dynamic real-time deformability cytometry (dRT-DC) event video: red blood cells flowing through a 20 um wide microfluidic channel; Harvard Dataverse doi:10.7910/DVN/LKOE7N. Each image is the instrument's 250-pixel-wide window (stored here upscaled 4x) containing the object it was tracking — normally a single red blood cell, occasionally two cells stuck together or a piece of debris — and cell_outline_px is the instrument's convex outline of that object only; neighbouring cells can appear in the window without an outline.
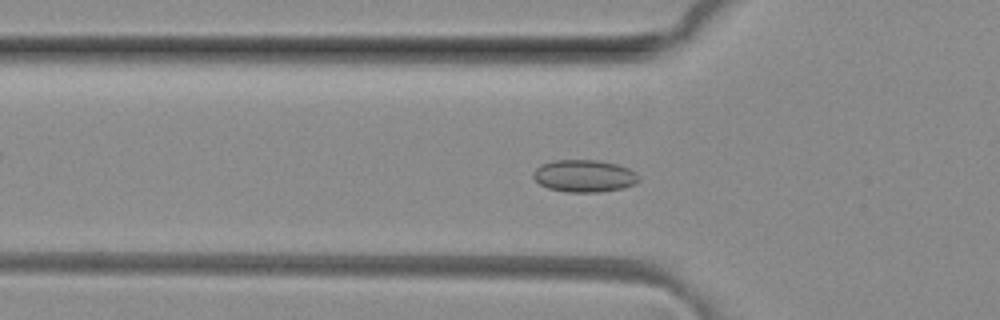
{"species": "common noctule bat (a hibernating species)", "species_latin": "Nyctalus noctula", "temperature_condition": "room temperature", "stored_images_in_passage": 42, "camera_frame_rate_fps": 3000, "um_per_image_px": 0.085, "animal": {"sex": "female", "body_mass_g": 29.2, "forearm_length_mm": 56.3}, "frame": {"image": 1, "passage_image": 9, "time_ms": 2.667, "image_size_px": [1000, 320], "cell_outline_px": [[640, 180], [636, 184], [620, 188], [600, 192], [568, 192], [548, 188], [540, 184], [532, 176], [532, 172], [540, 164], [552, 160], [600, 160], [616, 164], [628, 168], [636, 172], [640, 176]], "centroid_in_image_um": [49.66, 14.94], "position_along_channel_um": 76.1, "area_um2": 20.0}}
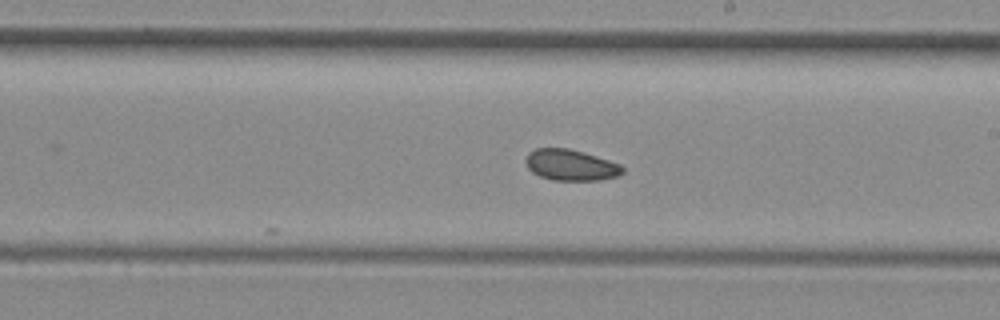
{"frame": {"image": 2, "passage_image": 21, "time_ms": 6.667, "image_size_px": [1000, 320], "cell_outline_px": [[624, 172], [620, 176], [600, 180], [552, 180], [540, 176], [532, 172], [528, 168], [524, 160], [528, 152], [536, 148], [568, 148], [584, 152], [620, 164], [624, 168]], "centroid_in_image_um": [48.51, 14.03], "position_along_channel_um": 240.5, "area_um2": 17.69}}
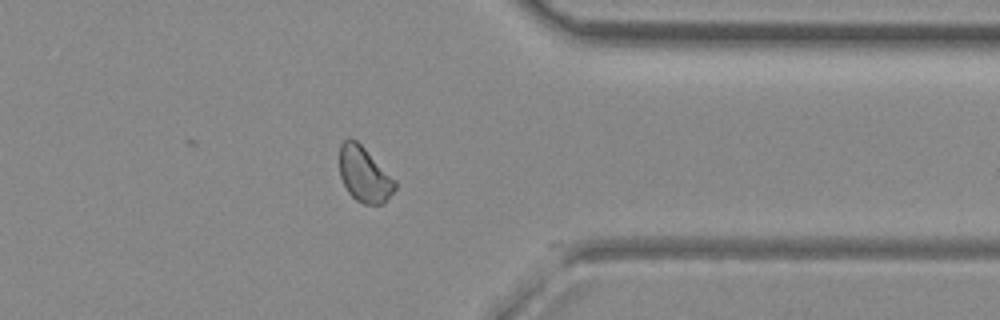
{"frame": {"image": 3, "passage_image": 32, "time_ms": 10.333, "image_size_px": [1000, 320], "cell_outline_px": [[396, 188], [384, 204], [364, 204], [356, 200], [348, 192], [340, 176], [340, 144], [348, 136], [356, 140], [396, 180]], "centroid_in_image_um": [30.97, 14.83], "position_along_channel_um": 380.4, "area_um2": 17.8}}